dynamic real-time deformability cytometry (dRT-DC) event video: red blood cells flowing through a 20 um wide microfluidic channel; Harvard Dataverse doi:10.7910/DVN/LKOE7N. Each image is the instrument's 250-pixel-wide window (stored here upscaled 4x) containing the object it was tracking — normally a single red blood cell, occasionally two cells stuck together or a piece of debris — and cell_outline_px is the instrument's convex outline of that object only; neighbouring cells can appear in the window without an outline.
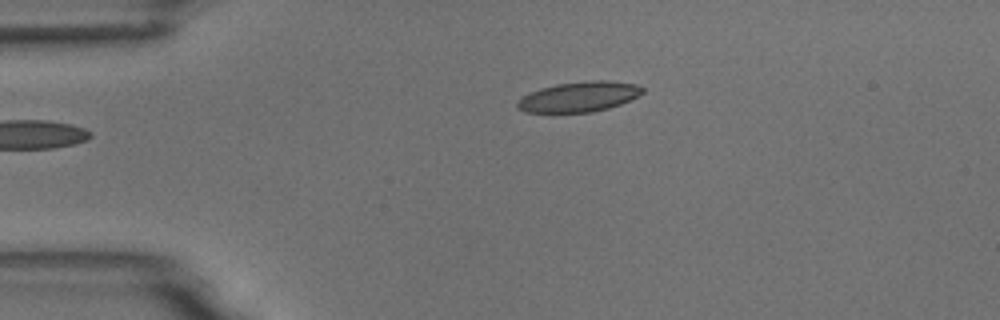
{"species": "common noctule bat (a hibernating species)", "species_latin": "Nyctalus noctula", "temperature_condition": "room temperature", "stored_images_in_passage": 3, "camera_frame_rate_fps": 3000, "um_per_image_px": 0.085, "animal": {"sex": "male", "body_mass_g": 18.8}, "frame": {"image": 1, "passage_image": 3, "time_ms": 2.333, "image_size_px": [1000, 320], "cell_outline_px": [[644, 92], [620, 104], [608, 108], [592, 112], [524, 112], [516, 108], [516, 104], [524, 96], [540, 88], [556, 84], [588, 80], [608, 80], [640, 84], [644, 88]], "centroid_in_image_um": [49.25, 8.21], "position_along_channel_um": 35.8, "area_um2": 21.96}}